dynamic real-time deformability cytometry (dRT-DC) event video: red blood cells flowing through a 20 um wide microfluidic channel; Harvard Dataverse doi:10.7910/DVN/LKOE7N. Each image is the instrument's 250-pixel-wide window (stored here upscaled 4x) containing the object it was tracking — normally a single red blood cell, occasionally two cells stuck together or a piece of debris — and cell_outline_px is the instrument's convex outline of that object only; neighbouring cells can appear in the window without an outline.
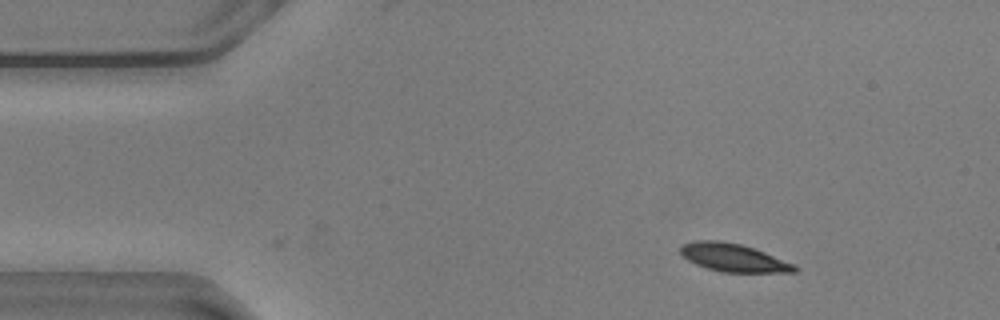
{"species": "common noctule bat (a hibernating species)", "species_latin": "Nyctalus noctula", "temperature_condition": "warm", "stored_images_in_passage": 49, "camera_frame_rate_fps": 3000, "um_per_image_px": 0.085, "animal": {"sex": "male", "body_mass_g": 20.5, "forearm_length_mm": 52.5}, "frame": {"image": 1, "passage_image": 1, "time_ms": 0.0, "image_size_px": [1000, 320], "cell_outline_px": [[800, 268], [796, 272], [720, 272], [696, 264], [688, 260], [680, 252], [680, 244], [696, 240], [720, 240], [740, 244], [764, 252], [796, 264]], "centroid_in_image_um": [62.35, 21.9], "position_along_channel_um": 22.6, "area_um2": 18.67}}
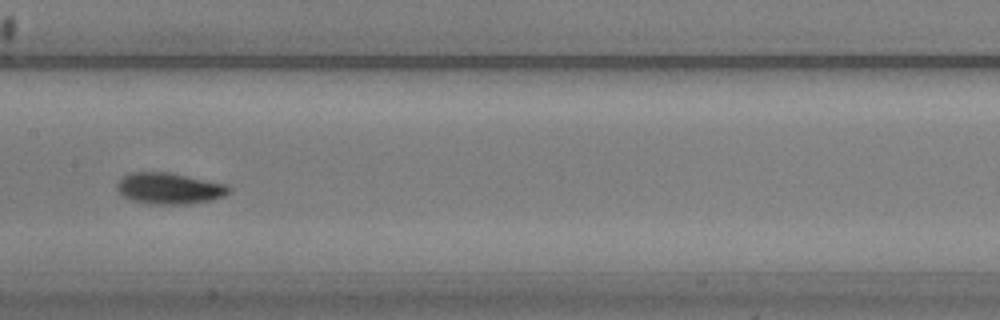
{"frame": {"image": 2, "passage_image": 21, "time_ms": 6.667, "image_size_px": [1000, 320], "cell_outline_px": [[232, 192], [224, 196], [212, 200], [188, 204], [148, 204], [132, 200], [124, 196], [116, 188], [116, 184], [128, 172], [172, 172], [228, 184], [232, 188]], "centroid_in_image_um": [14.45, 16.01], "position_along_channel_um": 193.0, "area_um2": 20.75}}
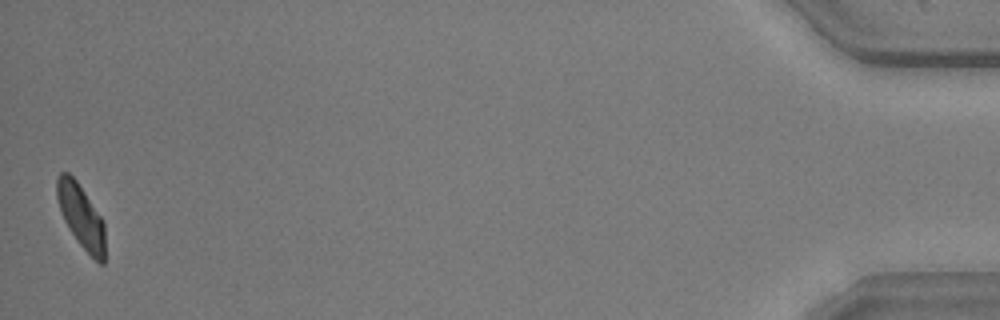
{"frame": {"image": 3, "passage_image": 49, "time_ms": 16.0, "image_size_px": [1000, 320], "cell_outline_px": [[104, 264], [100, 264], [80, 244], [64, 220], [56, 196], [56, 176], [60, 172], [68, 172], [76, 180], [104, 220]], "centroid_in_image_um": [6.88, 18.33], "position_along_channel_um": 428.3, "area_um2": 17.57}, "authors_computed_cell_mechanics": {"area_um2": 19.3052, "velocity_mm_per_s": 3.5757, "shape_relaxation_time_tau1_ms": 2.3122, "shape_relaxation_time_tau2_ms": 7.7111, "deformation_change_tau1": 0.1413, "deformation_change_tau2": 0.0648}}